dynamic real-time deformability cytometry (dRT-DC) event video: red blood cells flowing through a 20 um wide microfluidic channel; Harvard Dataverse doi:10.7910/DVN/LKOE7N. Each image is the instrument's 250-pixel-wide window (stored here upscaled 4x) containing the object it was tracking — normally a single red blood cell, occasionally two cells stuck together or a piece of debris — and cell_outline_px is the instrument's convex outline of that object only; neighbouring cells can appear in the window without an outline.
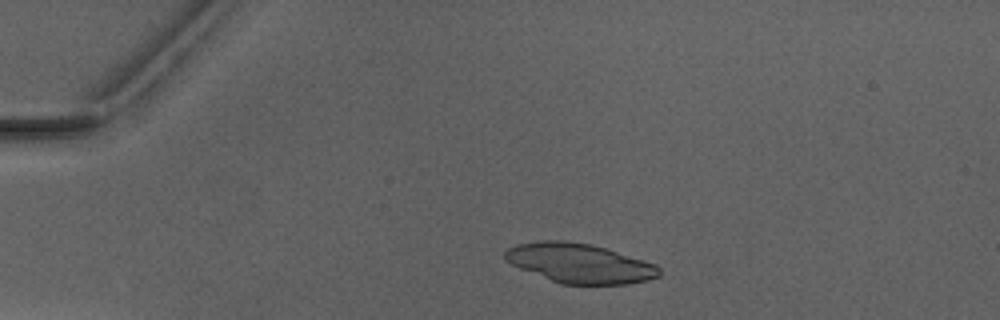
{"species": "Egyptian fruit bat (a non-hibernating species)", "species_latin": "Rousettus aegyptiacus", "temperature_condition": "warm", "stored_images_in_passage": 4, "camera_frame_rate_fps": 3000, "um_per_image_px": 0.085, "animal": {"sex": "male"}, "frame": {"image": 1, "passage_image": 3, "time_ms": 2.333, "image_size_px": [1000, 320], "cell_outline_px": [[660, 276], [648, 280], [628, 284], [564, 284], [552, 280], [520, 268], [504, 260], [504, 252], [508, 248], [516, 244], [544, 240], [560, 240], [588, 244], [604, 248], [656, 264], [660, 268]], "centroid_in_image_um": [49.26, 22.38], "position_along_channel_um": 35.7, "area_um2": 35.08}}